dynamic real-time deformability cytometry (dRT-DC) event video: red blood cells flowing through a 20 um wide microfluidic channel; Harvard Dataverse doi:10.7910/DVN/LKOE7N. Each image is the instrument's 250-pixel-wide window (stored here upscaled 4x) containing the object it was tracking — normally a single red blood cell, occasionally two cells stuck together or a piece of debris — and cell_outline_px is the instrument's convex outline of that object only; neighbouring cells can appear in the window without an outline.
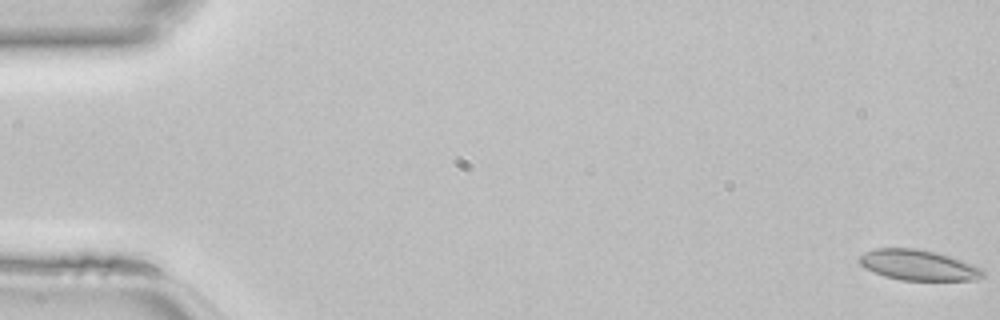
{"species": "common noctule bat (a hibernating species)", "species_latin": "Nyctalus noctula", "temperature_condition": "room temperature", "stored_images_in_passage": 47, "camera_frame_rate_fps": 3000, "um_per_image_px": 0.085, "animal": {"sex": "female", "body_mass_g": 22.7, "forearm_length_mm": 54.2}, "frame": {"image": 1, "passage_image": 1, "time_ms": 0.0, "image_size_px": [1000, 320], "cell_outline_px": [[984, 276], [972, 280], [900, 280], [884, 276], [864, 268], [856, 260], [864, 252], [876, 248], [916, 248], [936, 252], [984, 268]], "centroid_in_image_um": [78.02, 22.53], "position_along_channel_um": 7.0, "area_um2": 22.02}}
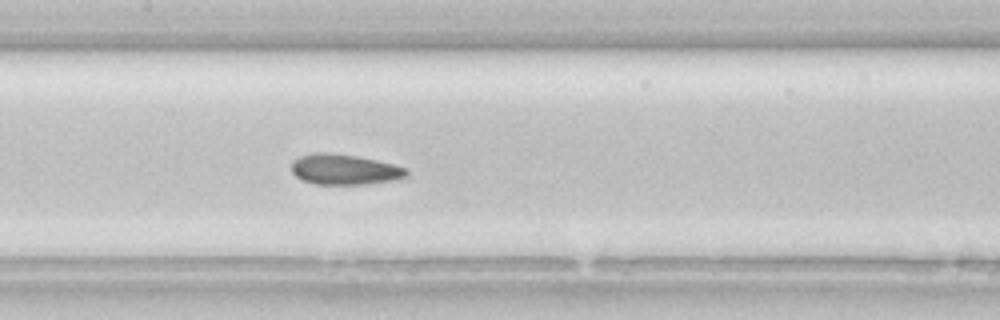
{"frame": {"image": 2, "passage_image": 23, "time_ms": 7.333, "image_size_px": [1000, 320], "cell_outline_px": [[408, 176], [396, 180], [364, 184], [316, 184], [304, 180], [296, 176], [292, 172], [292, 160], [300, 156], [316, 152], [324, 152], [356, 156], [376, 160], [408, 168]], "centroid_in_image_um": [29.3, 14.4], "position_along_channel_um": 178.1, "area_um2": 20.35}}
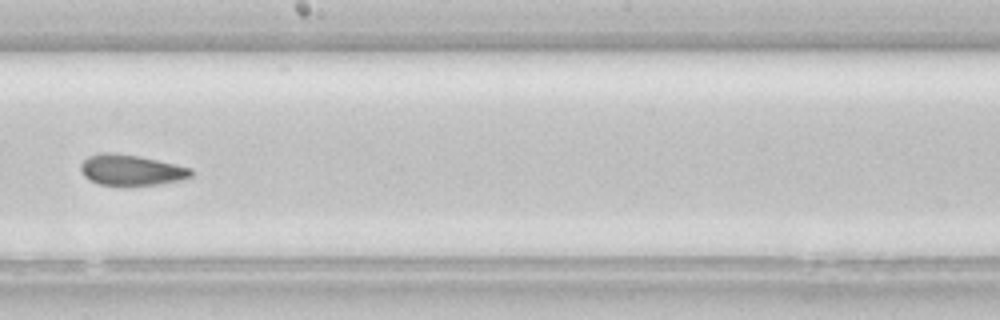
{"frame": {"image": 3, "passage_image": 27, "time_ms": 8.667, "image_size_px": [1000, 320], "cell_outline_px": [[192, 176], [180, 180], [156, 184], [100, 184], [84, 176], [80, 168], [80, 164], [88, 156], [100, 152], [112, 152], [136, 156], [176, 164], [192, 168]], "centroid_in_image_um": [11.14, 14.43], "position_along_channel_um": 237.1, "area_um2": 19.31}}